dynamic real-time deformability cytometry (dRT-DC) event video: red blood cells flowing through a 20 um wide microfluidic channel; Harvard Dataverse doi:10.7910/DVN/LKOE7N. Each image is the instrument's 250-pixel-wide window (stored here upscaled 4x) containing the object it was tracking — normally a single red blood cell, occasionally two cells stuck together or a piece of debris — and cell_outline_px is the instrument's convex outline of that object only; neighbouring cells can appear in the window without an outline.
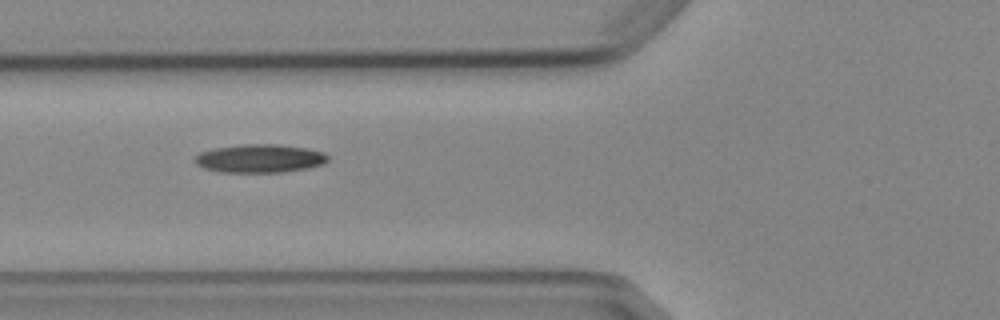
{"species": "Egyptian fruit bat (a non-hibernating species)", "species_latin": "Rousettus aegyptiacus", "temperature_condition": "cold", "stored_images_in_passage": 4, "camera_frame_rate_fps": 3000, "um_per_image_px": 0.085, "animal": {"sex": "female"}, "frame": {"image": 1, "passage_image": 3, "time_ms": 2.0, "image_size_px": [1000, 320], "cell_outline_px": [[328, 160], [324, 164], [308, 168], [280, 172], [220, 172], [204, 168], [196, 164], [192, 160], [200, 152], [212, 148], [240, 144], [276, 144], [308, 148], [324, 152], [328, 156]], "centroid_in_image_um": [22.06, 13.46], "position_along_channel_um": 103.7, "area_um2": 22.2}}
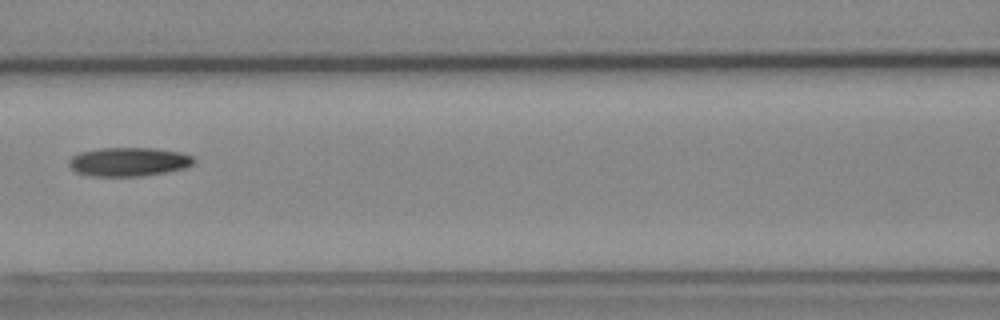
{"frame": {"image": 2, "passage_image": 4, "time_ms": 3.333, "image_size_px": [1000, 320], "cell_outline_px": [[196, 160], [192, 164], [184, 168], [144, 176], [88, 176], [76, 172], [68, 164], [68, 160], [72, 156], [80, 152], [100, 148], [152, 148], [180, 152], [192, 156]], "centroid_in_image_um": [10.91, 13.75], "position_along_channel_um": 155.7, "area_um2": 20.98}}